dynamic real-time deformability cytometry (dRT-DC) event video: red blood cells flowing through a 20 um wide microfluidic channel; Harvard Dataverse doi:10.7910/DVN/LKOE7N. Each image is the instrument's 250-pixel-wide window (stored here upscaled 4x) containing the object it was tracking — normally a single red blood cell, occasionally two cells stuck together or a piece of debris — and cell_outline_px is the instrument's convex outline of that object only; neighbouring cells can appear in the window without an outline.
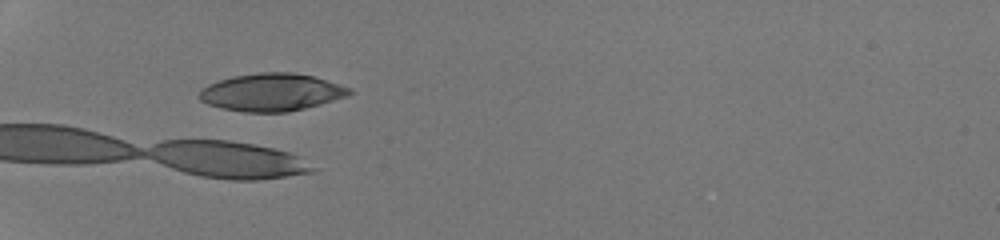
{"species": "human", "species_latin": "Homo sapiens", "temperature_condition": "room temperature", "stored_images_in_passage": 23, "camera_frame_rate_fps": 3000, "um_per_image_px": 0.085, "donor": {"sex": "male"}, "frame": {"image": 1, "passage_image": 1, "time_ms": 0.0, "image_size_px": [1000, 240], "cell_outline_px": [[352, 92], [348, 96], [320, 104], [288, 112], [244, 112], [220, 108], [208, 104], [200, 100], [196, 96], [200, 88], [208, 84], [232, 76], [260, 72], [292, 72], [312, 76], [352, 88]], "centroid_in_image_um": [23.03, 7.84], "position_along_channel_um": 62.0, "area_um2": 33.0}, "authors_computed_cell_mechanics": {"area_um2": 41.327, "velocity_mm_per_s": 4.2531, "shape_relaxation_time_tau1_ms": 2.318, "shape_relaxation_time_tau2_ms": null, "deformation_change_tau1": 0.1071, "deformation_change_tau2": null}}